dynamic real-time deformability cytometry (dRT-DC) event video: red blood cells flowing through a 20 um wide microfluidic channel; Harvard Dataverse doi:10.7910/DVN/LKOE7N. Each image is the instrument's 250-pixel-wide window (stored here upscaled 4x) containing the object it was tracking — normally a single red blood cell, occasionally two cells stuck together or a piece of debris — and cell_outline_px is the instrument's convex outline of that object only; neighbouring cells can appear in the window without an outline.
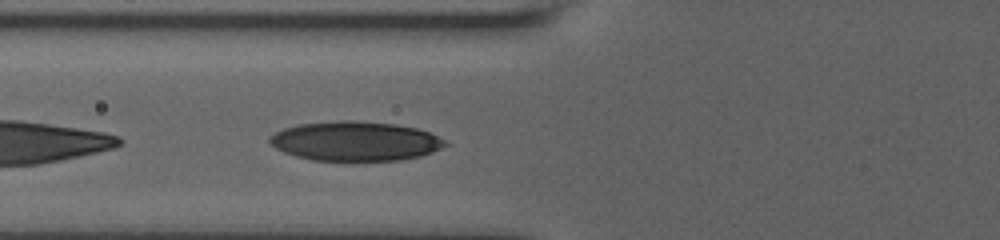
{"species": "human", "species_latin": "Homo sapiens", "temperature_condition": "room temperature", "stored_images_in_passage": 5, "camera_frame_rate_fps": 3000, "um_per_image_px": 0.085, "donor": {"sex": "male"}, "frame": {"image": 1, "passage_image": 5, "time_ms": 3.0, "image_size_px": [1000, 240], "cell_outline_px": [[448, 144], [432, 152], [420, 156], [400, 160], [312, 160], [296, 156], [284, 152], [276, 148], [268, 140], [276, 132], [284, 128], [300, 124], [340, 120], [352, 120], [396, 124], [416, 128], [428, 132], [444, 140]], "centroid_in_image_um": [30.2, 11.99], "position_along_channel_um": 95.6, "area_um2": 39.94}}